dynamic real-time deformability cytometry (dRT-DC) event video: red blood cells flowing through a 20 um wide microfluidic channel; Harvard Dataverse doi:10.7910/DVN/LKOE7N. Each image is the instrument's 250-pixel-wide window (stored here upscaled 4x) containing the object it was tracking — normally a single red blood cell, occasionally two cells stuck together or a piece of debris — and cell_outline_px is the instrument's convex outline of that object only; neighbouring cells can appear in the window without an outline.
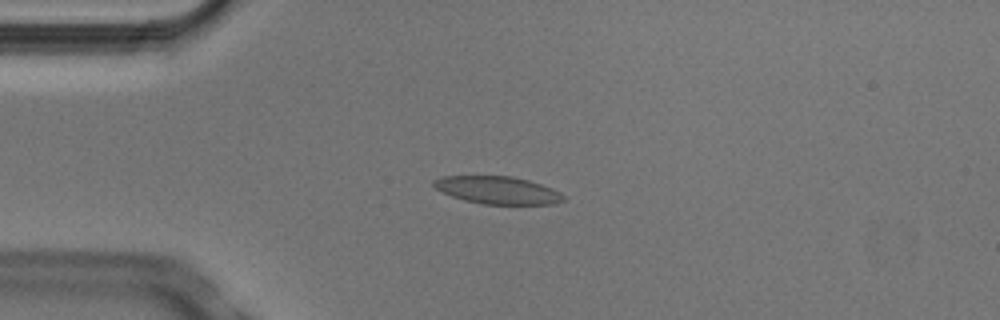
{"species": "Egyptian fruit bat (a non-hibernating species)", "species_latin": "Rousettus aegyptiacus", "temperature_condition": "cold", "stored_images_in_passage": 3, "camera_frame_rate_fps": 3000, "um_per_image_px": 0.085, "animal": {"sex": "male"}, "frame": {"image": 1, "passage_image": 3, "time_ms": 0.667, "image_size_px": [1000, 320], "cell_outline_px": [[564, 200], [556, 204], [484, 204], [464, 200], [452, 196], [436, 188], [432, 184], [432, 180], [444, 176], [512, 176], [528, 180], [552, 188], [560, 192], [564, 196]], "centroid_in_image_um": [42.31, 16.16], "position_along_channel_um": 42.7, "area_um2": 20.75}}